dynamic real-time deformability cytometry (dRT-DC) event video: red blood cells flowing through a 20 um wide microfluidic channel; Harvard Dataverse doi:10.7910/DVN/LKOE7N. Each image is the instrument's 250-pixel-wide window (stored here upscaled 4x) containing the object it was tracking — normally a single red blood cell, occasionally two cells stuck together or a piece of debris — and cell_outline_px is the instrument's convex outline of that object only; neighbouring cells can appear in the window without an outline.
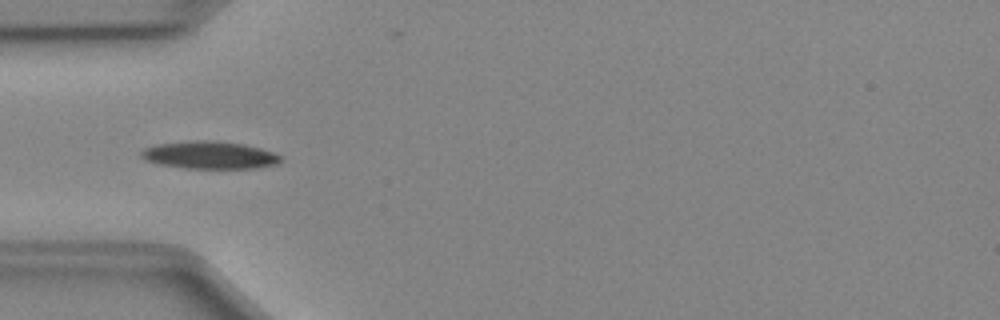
{"species": "Egyptian fruit bat (a non-hibernating species)", "species_latin": "Rousettus aegyptiacus", "temperature_condition": "cold", "stored_images_in_passage": 35, "camera_frame_rate_fps": 3000, "um_per_image_px": 0.085, "animal": {"sex": "female"}, "frame": {"image": 1, "passage_image": 1, "time_ms": 0.0, "image_size_px": [1000, 320], "cell_outline_px": [[284, 156], [276, 164], [256, 168], [184, 168], [160, 164], [144, 160], [140, 156], [140, 152], [144, 148], [156, 144], [196, 140], [204, 140], [244, 144], [260, 148]], "centroid_in_image_um": [17.79, 13.18], "position_along_channel_um": 67.2, "area_um2": 22.31}}
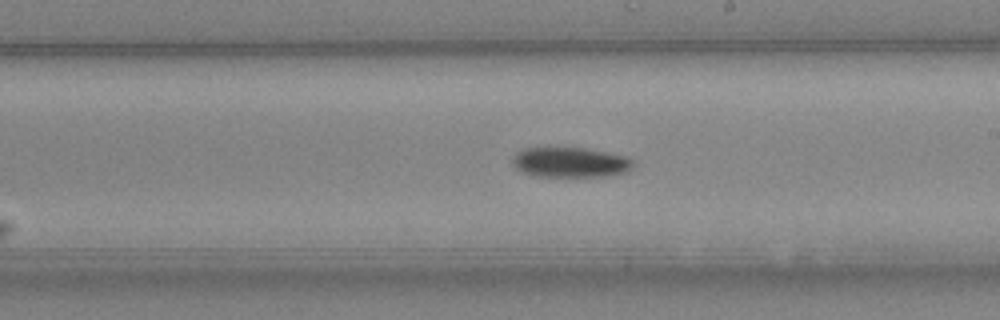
{"frame": {"image": 2, "passage_image": 14, "time_ms": 4.333, "image_size_px": [1000, 320], "cell_outline_px": [[636, 164], [628, 172], [608, 176], [532, 176], [520, 172], [512, 164], [512, 156], [516, 152], [524, 148], [548, 144], [584, 148], [628, 156]], "centroid_in_image_um": [48.42, 13.75], "position_along_channel_um": 240.6, "area_um2": 22.31}}
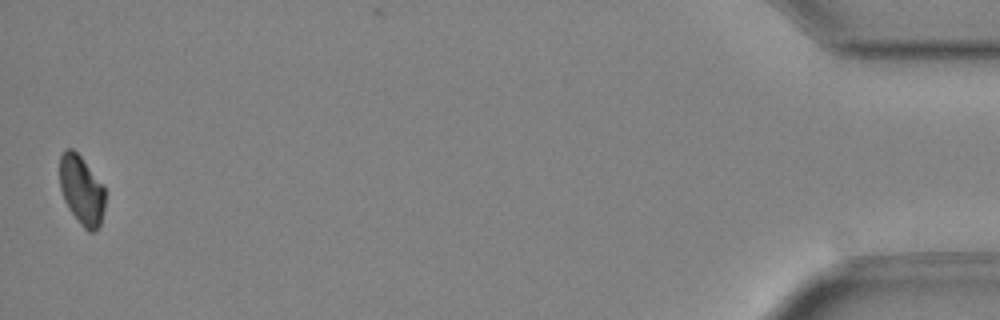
{"frame": {"image": 3, "passage_image": 35, "time_ms": 11.333, "image_size_px": [1000, 320], "cell_outline_px": [[104, 208], [100, 224], [96, 232], [88, 232], [80, 224], [68, 208], [64, 200], [60, 188], [60, 156], [64, 148], [72, 148], [80, 156], [104, 188]], "centroid_in_image_um": [6.91, 16.19], "position_along_channel_um": 428.3, "area_um2": 18.09}, "authors_computed_cell_mechanics": {"area_um2": 21.2126, "velocity_mm_per_s": 4.0234, "shape_relaxation_time_tau1_ms": 6.6101, "shape_relaxation_time_tau2_ms": null, "deformation_change_tau1": 0.1227, "deformation_change_tau2": null}}